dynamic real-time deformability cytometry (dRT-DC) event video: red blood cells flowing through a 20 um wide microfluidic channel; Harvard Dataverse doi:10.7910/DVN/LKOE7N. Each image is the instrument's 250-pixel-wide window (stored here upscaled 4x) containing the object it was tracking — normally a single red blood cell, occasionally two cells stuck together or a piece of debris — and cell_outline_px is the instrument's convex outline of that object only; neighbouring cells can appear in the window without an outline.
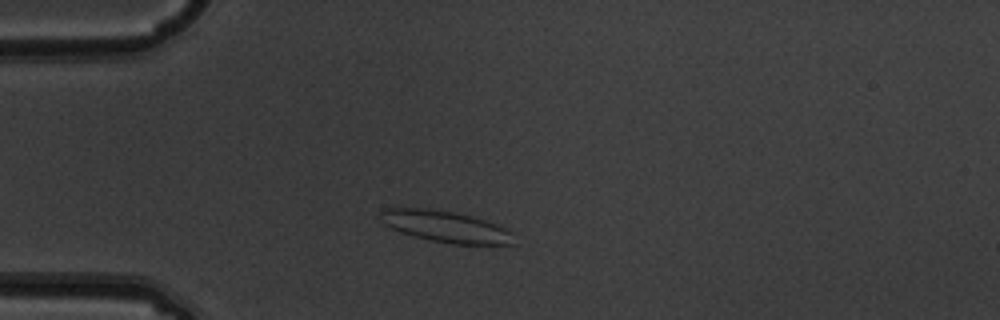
{"species": "common noctule bat (a hibernating species)", "species_latin": "Nyctalus noctula", "temperature_condition": "warm", "stored_images_in_passage": 5, "camera_frame_rate_fps": 3000, "um_per_image_px": 0.085, "animal": {"sex": "male", "body_mass_g": 19.5, "forearm_length_mm": 54.6}, "frame": {"image": 1, "passage_image": 2, "time_ms": 0.333, "image_size_px": [1000, 320], "cell_outline_px": [[516, 244], [452, 244], [432, 240], [400, 232], [384, 224], [380, 220], [380, 208], [392, 204], [428, 208], [452, 212], [472, 216], [496, 224], [512, 232]], "centroid_in_image_um": [37.75, 19.2], "position_along_channel_um": 47.3, "area_um2": 24.97}}
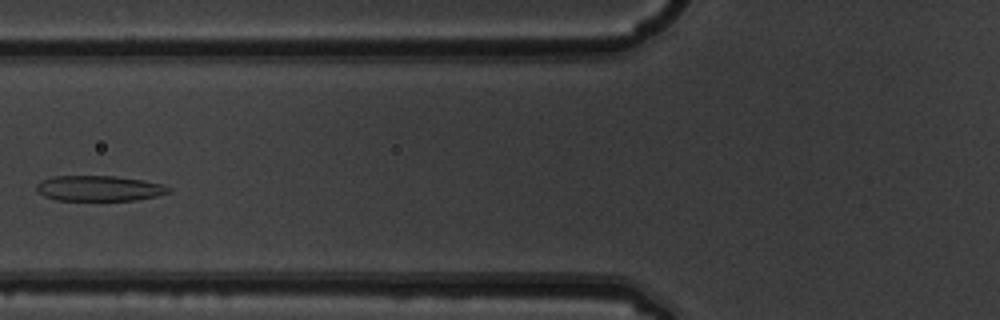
{"frame": {"image": 2, "passage_image": 4, "time_ms": 1.0, "image_size_px": [1000, 320], "cell_outline_px": [[172, 192], [156, 196], [136, 200], [56, 200], [44, 196], [36, 188], [36, 184], [40, 180], [52, 176], [116, 176], [140, 180], [160, 184], [172, 188]], "centroid_in_image_um": [8.41, 16.01], "position_along_channel_um": 117.4, "area_um2": 19.54}}
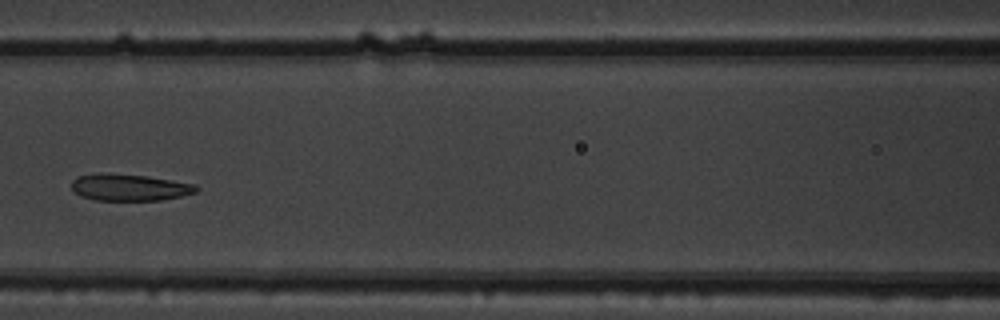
{"frame": {"image": 3, "passage_image": 5, "time_ms": 1.333, "image_size_px": [1000, 320], "cell_outline_px": [[200, 188], [196, 192], [180, 196], [160, 200], [96, 200], [80, 196], [72, 188], [72, 180], [76, 176], [100, 172], [148, 176], [196, 184]], "centroid_in_image_um": [10.99, 15.91], "position_along_channel_um": 155.6, "area_um2": 19.54}}